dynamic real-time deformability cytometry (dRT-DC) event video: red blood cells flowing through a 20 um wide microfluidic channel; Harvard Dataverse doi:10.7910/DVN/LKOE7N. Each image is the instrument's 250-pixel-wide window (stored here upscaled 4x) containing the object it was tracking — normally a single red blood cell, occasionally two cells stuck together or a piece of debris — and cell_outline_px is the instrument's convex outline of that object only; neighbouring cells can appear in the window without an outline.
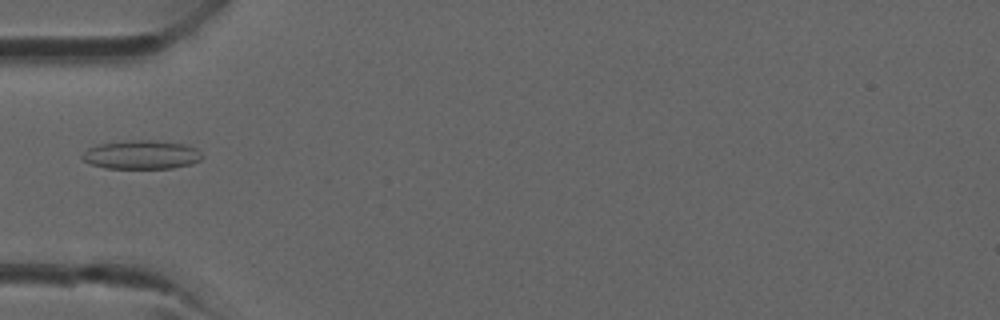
{"species": "common noctule bat (a hibernating species)", "species_latin": "Nyctalus noctula", "temperature_condition": "room temperature", "stored_images_in_passage": 30, "camera_frame_rate_fps": 3000, "um_per_image_px": 0.085, "animal": {"sex": "male", "forearm_length_mm": 52.5}, "frame": {"image": 1, "passage_image": 13, "time_ms": 4.0, "image_size_px": [1000, 320], "cell_outline_px": [[204, 156], [200, 160], [192, 164], [172, 168], [104, 168], [88, 164], [80, 156], [88, 148], [100, 144], [132, 140], [156, 140], [184, 144], [196, 148]], "centroid_in_image_um": [12.03, 13.16], "position_along_channel_um": 73.0, "area_um2": 20.17}}
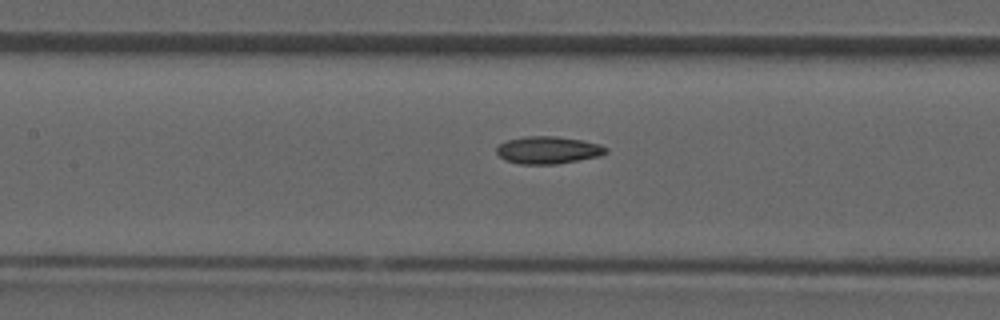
{"frame": {"image": 2, "passage_image": 18, "time_ms": 5.667, "image_size_px": [1000, 320], "cell_outline_px": [[608, 152], [600, 156], [556, 164], [520, 164], [504, 160], [496, 152], [496, 148], [500, 144], [508, 140], [524, 136], [556, 136], [580, 140], [600, 144], [608, 148]], "centroid_in_image_um": [46.59, 12.76], "position_along_channel_um": 160.8, "area_um2": 17.46}}
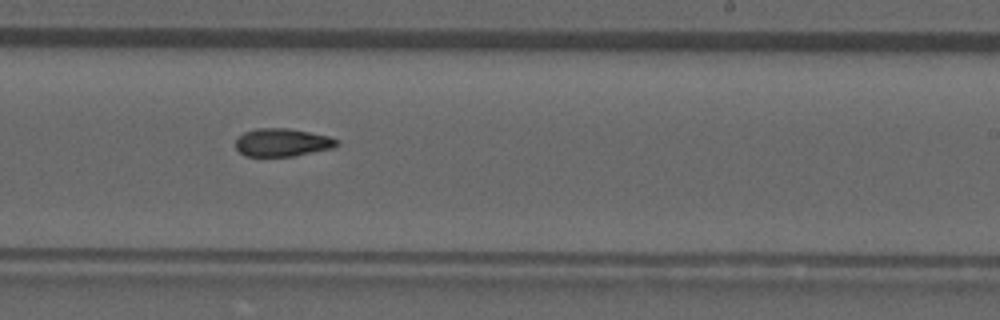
{"frame": {"image": 3, "passage_image": 24, "time_ms": 7.667, "image_size_px": [1000, 320], "cell_outline_px": [[340, 144], [332, 148], [292, 156], [244, 156], [236, 148], [236, 136], [244, 132], [256, 128], [288, 128], [328, 136], [340, 140]], "centroid_in_image_um": [23.97, 12.1], "position_along_channel_um": 265.0, "area_um2": 16.53}}